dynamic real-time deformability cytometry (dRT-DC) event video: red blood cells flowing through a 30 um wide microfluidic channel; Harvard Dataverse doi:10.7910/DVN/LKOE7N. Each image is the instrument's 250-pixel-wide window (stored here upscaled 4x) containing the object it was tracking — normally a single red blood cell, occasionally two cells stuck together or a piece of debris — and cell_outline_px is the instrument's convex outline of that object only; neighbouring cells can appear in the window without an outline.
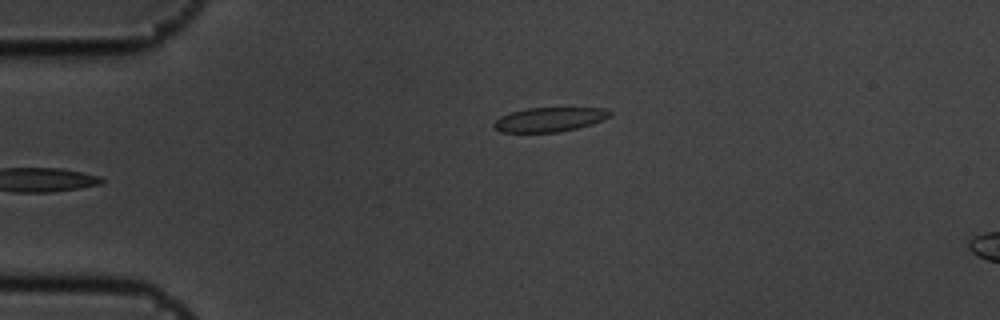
{"species": "common noctule bat (a hibernating species)", "species_latin": "Nyctalus noctula", "temperature_condition": "cold", "stored_images_in_passage": 4, "camera_frame_rate_fps": 3000, "um_per_image_px": 0.085, "animal": {"sex": "male", "body_mass_g": 19.5, "forearm_length_mm": 54.6}, "frame": {"image": 1, "passage_image": 4, "time_ms": 1.0, "image_size_px": [1000, 320], "cell_outline_px": [[612, 116], [592, 124], [576, 128], [556, 132], [500, 132], [492, 124], [500, 116], [512, 112], [528, 108], [604, 108], [612, 112]], "centroid_in_image_um": [46.72, 10.15], "position_along_channel_um": 38.3, "area_um2": 16.3}}